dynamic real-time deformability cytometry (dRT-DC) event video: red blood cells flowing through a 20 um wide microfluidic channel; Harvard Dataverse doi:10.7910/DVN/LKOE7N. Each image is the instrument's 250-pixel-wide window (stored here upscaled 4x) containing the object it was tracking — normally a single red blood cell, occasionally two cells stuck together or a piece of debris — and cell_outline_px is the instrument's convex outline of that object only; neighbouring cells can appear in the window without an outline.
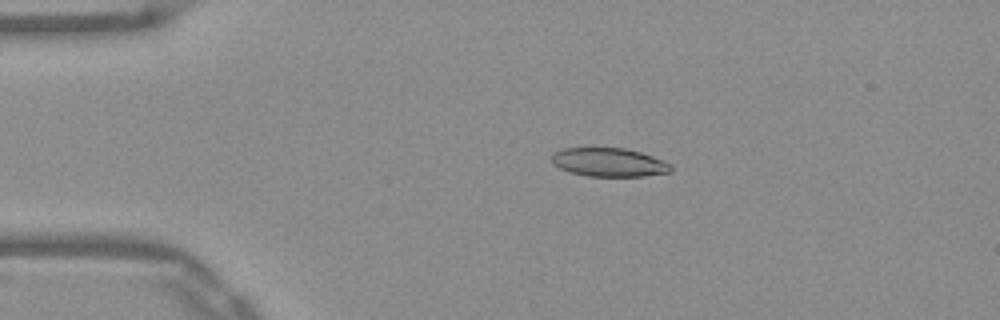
{"species": "Egyptian fruit bat (a non-hibernating species)", "species_latin": "Rousettus aegyptiacus", "temperature_condition": "warm", "stored_images_in_passage": 49, "camera_frame_rate_fps": 3000, "um_per_image_px": 0.085, "frame": {"image": 1, "passage_image": 8, "time_ms": 2.333, "image_size_px": [1000, 320], "cell_outline_px": [[672, 168], [668, 172], [644, 176], [588, 176], [572, 172], [560, 168], [552, 164], [552, 152], [564, 148], [624, 148], [640, 152], [652, 156], [668, 164]], "centroid_in_image_um": [51.7, 13.79], "position_along_channel_um": 33.3, "area_um2": 19.59}}
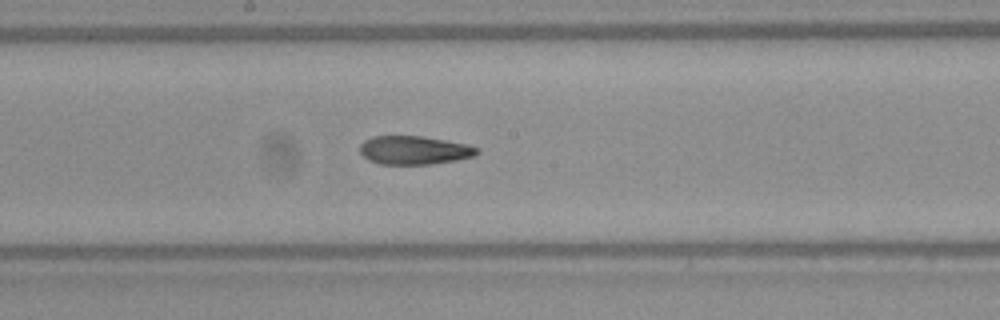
{"frame": {"image": 2, "passage_image": 25, "time_ms": 8.0, "image_size_px": [1000, 320], "cell_outline_px": [[480, 152], [476, 156], [456, 160], [432, 164], [380, 164], [368, 160], [360, 152], [360, 144], [364, 140], [372, 136], [424, 136], [464, 144], [480, 148]], "centroid_in_image_um": [35.21, 12.77], "position_along_channel_um": 213.0, "area_um2": 19.54}}
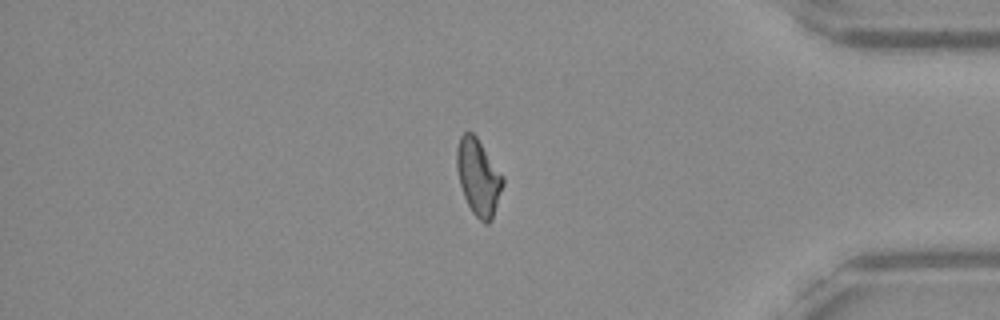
{"frame": {"image": 3, "passage_image": 41, "time_ms": 13.333, "image_size_px": [1000, 320], "cell_outline_px": [[504, 184], [492, 220], [488, 224], [484, 224], [472, 212], [464, 196], [460, 184], [456, 168], [456, 148], [460, 136], [464, 132], [472, 132], [476, 136], [504, 176]], "centroid_in_image_um": [40.67, 15.06], "position_along_channel_um": 394.5, "area_um2": 20.63}, "authors_computed_cell_mechanics": {"area_um2": 20.4034, "velocity_mm_per_s": 3.9392, "shape_relaxation_time_tau1_ms": null, "shape_relaxation_time_tau2_ms": 4.6351, "deformation_change_tau1": null, "deformation_change_tau2": 0.1197}}